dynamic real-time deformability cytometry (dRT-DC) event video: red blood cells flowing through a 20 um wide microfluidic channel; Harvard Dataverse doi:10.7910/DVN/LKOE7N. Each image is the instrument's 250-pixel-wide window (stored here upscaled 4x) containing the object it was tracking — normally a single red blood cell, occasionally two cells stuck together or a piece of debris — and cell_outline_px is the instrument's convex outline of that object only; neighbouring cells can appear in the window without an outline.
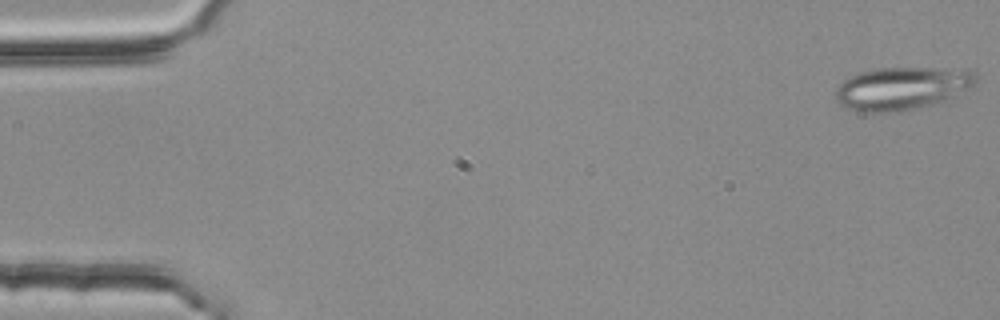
{"species": "common noctule bat (a hibernating species)", "species_latin": "Nyctalus noctula", "temperature_condition": "room temperature", "stored_images_in_passage": 55, "segment_of_instrument_passage": [1, 2], "camera_frame_rate_fps": 3000, "um_per_image_px": 0.085, "animal": {"sex": "female", "body_mass_g": 25.1}, "frame": {"image": 1, "passage_image": 1, "time_ms": 0.0, "image_size_px": [1000, 320], "cell_outline_px": [[976, 80], [972, 84], [948, 100], [936, 104], [900, 112], [864, 112], [848, 108], [840, 104], [836, 100], [836, 88], [848, 76], [860, 72], [876, 68], [964, 68], [972, 72], [976, 76]], "centroid_in_image_um": [76.64, 7.51], "position_along_channel_um": 8.4, "area_um2": 35.14}}